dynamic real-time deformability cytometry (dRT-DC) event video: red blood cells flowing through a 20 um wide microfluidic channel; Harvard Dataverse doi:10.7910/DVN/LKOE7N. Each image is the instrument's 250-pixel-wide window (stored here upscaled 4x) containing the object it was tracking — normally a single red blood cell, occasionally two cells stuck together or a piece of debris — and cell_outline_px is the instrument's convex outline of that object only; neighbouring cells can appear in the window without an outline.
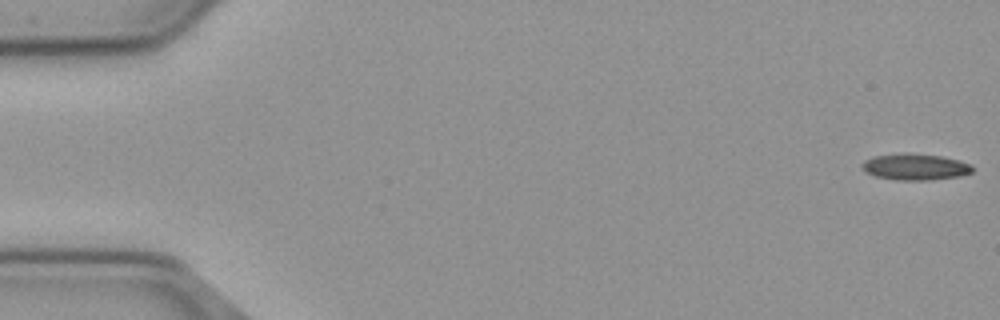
{"species": "common noctule bat (a hibernating species)", "species_latin": "Nyctalus noctula", "temperature_condition": "cold", "stored_images_in_passage": 56, "camera_frame_rate_fps": 3000, "um_per_image_px": 0.085, "animal": {"sex": "male", "body_mass_g": 23.1, "forearm_length_mm": 52.7}, "frame": {"image": 1, "passage_image": 1, "time_ms": 0.0, "image_size_px": [1000, 320], "cell_outline_px": [[972, 172], [956, 176], [924, 180], [896, 180], [876, 176], [868, 172], [860, 164], [864, 160], [872, 156], [904, 152], [908, 152], [940, 156], [956, 160], [968, 164], [972, 168]], "centroid_in_image_um": [77.71, 14.16], "position_along_channel_um": 7.3, "area_um2": 16.65}}
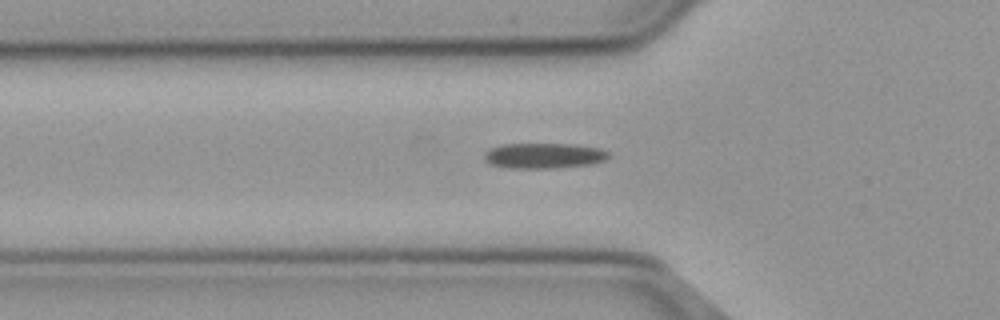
{"frame": {"image": 2, "passage_image": 19, "time_ms": 6.0, "image_size_px": [1000, 320], "cell_outline_px": [[608, 156], [604, 160], [592, 164], [552, 168], [508, 168], [492, 164], [484, 160], [484, 152], [492, 148], [504, 144], [568, 144], [600, 148], [608, 152]], "centroid_in_image_um": [46.21, 13.23], "position_along_channel_um": 79.6, "area_um2": 18.21}}
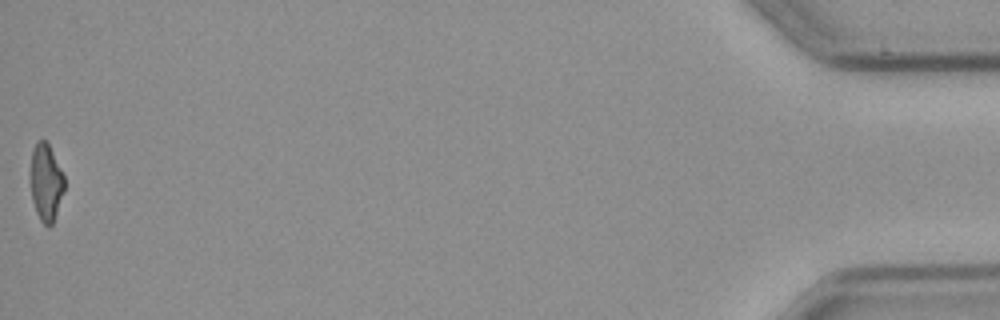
{"frame": {"image": 3, "passage_image": 56, "time_ms": 18.333, "image_size_px": [1000, 320], "cell_outline_px": [[64, 192], [52, 224], [48, 228], [40, 220], [36, 212], [32, 200], [32, 152], [36, 140], [44, 140], [48, 144], [64, 176]], "centroid_in_image_um": [3.92, 15.54], "position_along_channel_um": 431.3, "area_um2": 14.8}}